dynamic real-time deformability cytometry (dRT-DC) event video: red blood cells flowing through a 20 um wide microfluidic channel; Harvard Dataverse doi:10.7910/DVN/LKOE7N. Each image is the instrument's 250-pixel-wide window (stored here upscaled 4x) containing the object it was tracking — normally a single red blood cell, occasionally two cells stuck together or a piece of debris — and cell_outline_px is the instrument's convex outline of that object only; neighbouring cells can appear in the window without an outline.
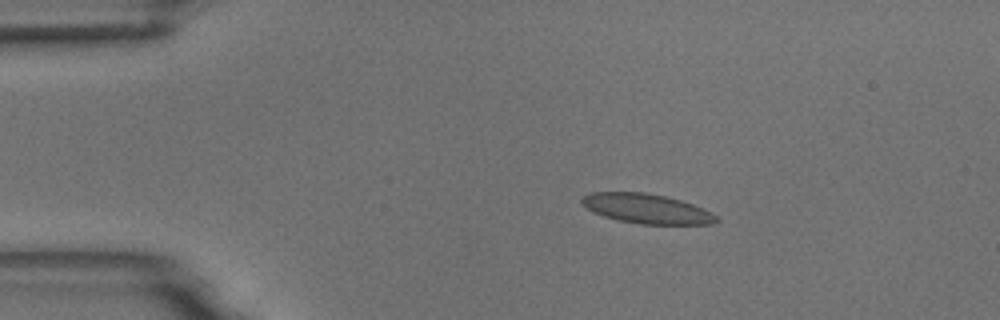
{"species": "common noctule bat (a hibernating species)", "species_latin": "Nyctalus noctula", "temperature_condition": "room temperature", "stored_images_in_passage": 9, "camera_frame_rate_fps": 3000, "um_per_image_px": 0.085, "animal": {"sex": "male", "body_mass_g": 18.8}, "frame": {"image": 1, "passage_image": 3, "time_ms": 3.0, "image_size_px": [1000, 320], "cell_outline_px": [[720, 220], [712, 224], [640, 224], [620, 220], [604, 216], [592, 212], [580, 200], [584, 196], [592, 192], [644, 192], [664, 196], [680, 200], [692, 204], [712, 212]], "centroid_in_image_um": [54.98, 17.74], "position_along_channel_um": 30.0, "area_um2": 23.0}}
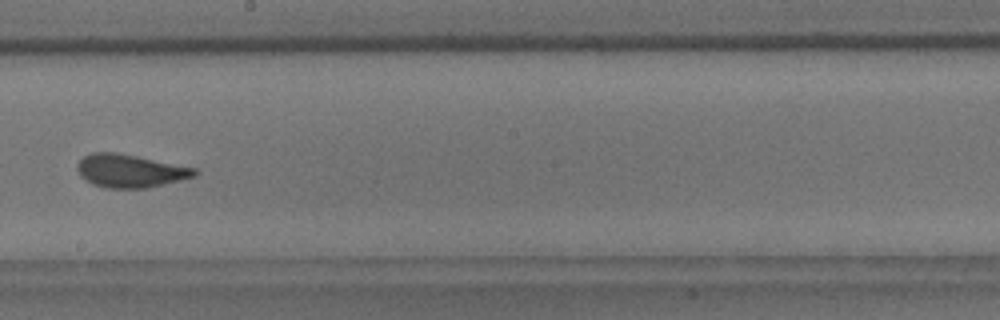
{"frame": {"image": 2, "passage_image": 9, "time_ms": 10.0, "image_size_px": [1000, 320], "cell_outline_px": [[200, 172], [196, 176], [180, 180], [144, 188], [104, 188], [92, 184], [80, 176], [76, 168], [76, 164], [84, 156], [92, 152], [116, 152], [196, 168]], "centroid_in_image_um": [11.03, 14.52], "position_along_channel_um": 237.2, "area_um2": 22.6}}